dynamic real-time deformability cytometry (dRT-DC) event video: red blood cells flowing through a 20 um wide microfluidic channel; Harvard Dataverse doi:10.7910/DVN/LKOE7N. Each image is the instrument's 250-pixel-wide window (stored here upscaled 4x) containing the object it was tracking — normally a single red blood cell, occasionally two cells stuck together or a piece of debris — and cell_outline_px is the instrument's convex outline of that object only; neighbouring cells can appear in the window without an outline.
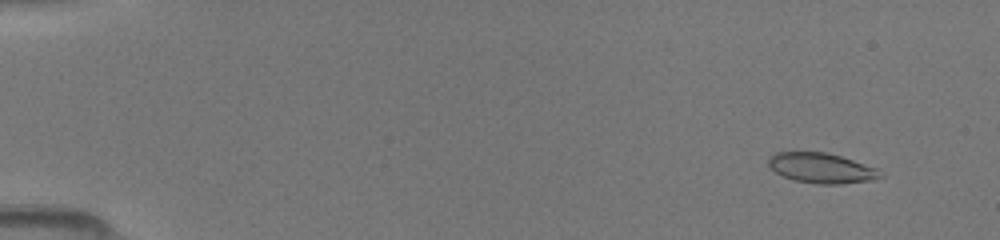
{"species": "common noctule bat (a hibernating species)", "species_latin": "Nyctalus noctula", "temperature_condition": "room temperature", "stored_images_in_passage": 49, "camera_frame_rate_fps": 3000, "um_per_image_px": 0.085, "animal": {"sex": "female", "body_mass_g": 19.5, "forearm_length_mm": 54.1}, "frame": {"image": 1, "passage_image": 4, "time_ms": 1.0, "image_size_px": [1000, 240], "cell_outline_px": [[884, 176], [872, 180], [840, 184], [816, 184], [792, 180], [776, 172], [768, 164], [768, 156], [776, 152], [828, 152], [876, 168], [884, 172]], "centroid_in_image_um": [69.83, 14.29], "position_along_channel_um": 15.2, "area_um2": 19.71}}
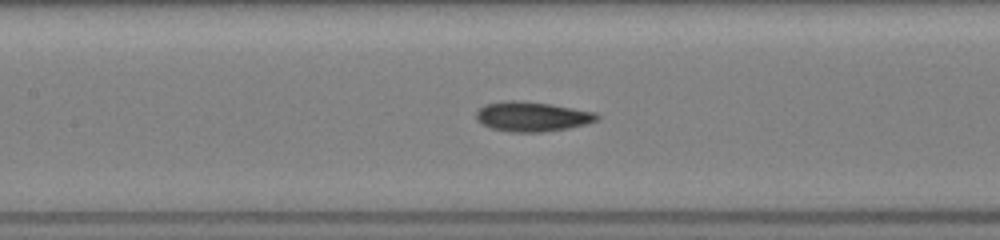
{"frame": {"image": 2, "passage_image": 24, "time_ms": 7.667, "image_size_px": [1000, 240], "cell_outline_px": [[600, 116], [596, 120], [584, 124], [568, 128], [540, 132], [512, 132], [492, 128], [480, 124], [476, 120], [476, 112], [484, 104], [504, 100], [520, 100], [552, 104], [596, 112]], "centroid_in_image_um": [45.19, 9.89], "position_along_channel_um": 162.2, "area_um2": 21.04}}
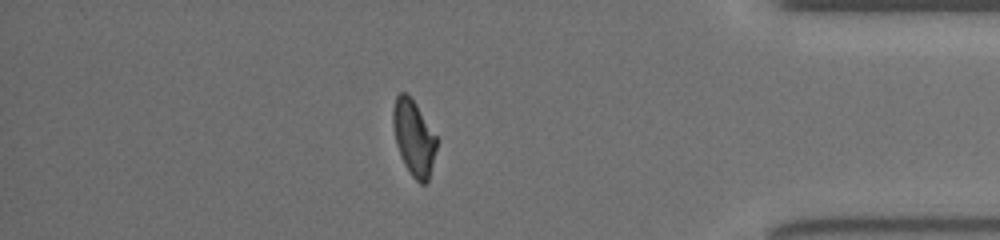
{"frame": {"image": 3, "passage_image": 43, "time_ms": 14.0, "image_size_px": [1000, 240], "cell_outline_px": [[436, 148], [428, 180], [424, 184], [420, 184], [412, 176], [404, 164], [400, 156], [396, 144], [392, 124], [392, 108], [396, 96], [400, 92], [408, 92], [412, 96], [436, 136]], "centroid_in_image_um": [35.13, 11.65], "position_along_channel_um": 400.1, "area_um2": 19.31}}